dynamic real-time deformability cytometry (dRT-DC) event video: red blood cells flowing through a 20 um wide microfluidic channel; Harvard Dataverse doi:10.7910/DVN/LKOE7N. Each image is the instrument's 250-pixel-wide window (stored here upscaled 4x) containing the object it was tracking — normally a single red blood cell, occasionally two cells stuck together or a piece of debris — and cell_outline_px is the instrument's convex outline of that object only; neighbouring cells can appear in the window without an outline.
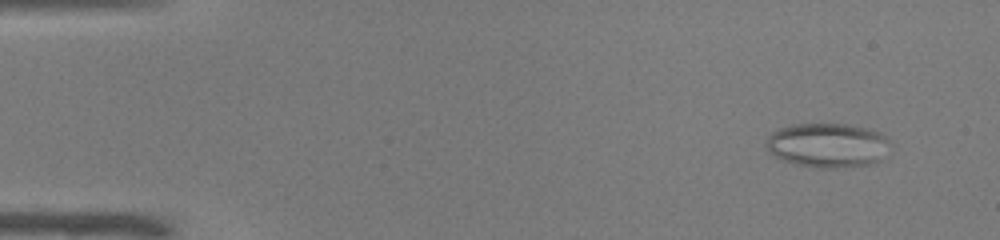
{"species": "common noctule bat (a hibernating species)", "species_latin": "Nyctalus noctula", "temperature_condition": "warm", "stored_images_in_passage": 49, "camera_frame_rate_fps": 3000, "um_per_image_px": 0.085, "animal": {"sex": "male", "body_mass_g": 19.0, "forearm_length_mm": 50.8}, "frame": {"image": 1, "passage_image": 4, "time_ms": 1.0, "image_size_px": [1000, 240], "cell_outline_px": [[892, 144], [880, 160], [868, 164], [836, 168], [820, 168], [796, 164], [780, 160], [764, 144], [768, 136], [772, 132], [780, 128], [796, 124], [848, 124], [868, 128], [880, 132]], "centroid_in_image_um": [70.36, 12.34], "position_along_channel_um": 14.6, "area_um2": 32.08}}
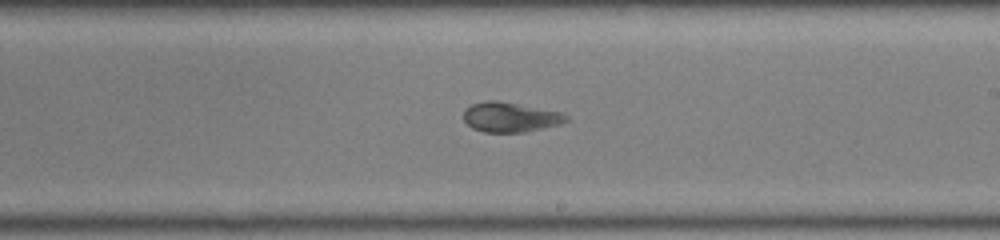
{"frame": {"image": 2, "passage_image": 30, "time_ms": 9.667, "image_size_px": [1000, 240], "cell_outline_px": [[568, 120], [560, 124], [524, 132], [484, 132], [472, 128], [464, 120], [464, 108], [472, 104], [484, 100], [496, 100], [564, 112], [568, 116]], "centroid_in_image_um": [43.37, 9.94], "position_along_channel_um": 245.6, "area_um2": 17.92}}
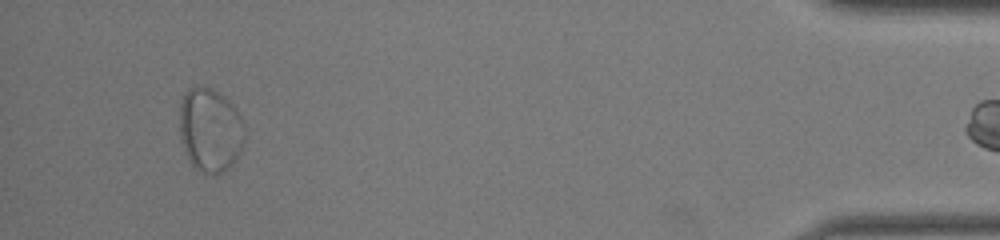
{"frame": {"image": 3, "passage_image": 48, "time_ms": 15.667, "image_size_px": [1000, 240], "cell_outline_px": [[244, 144], [240, 152], [232, 164], [224, 172], [216, 176], [200, 172], [188, 160], [180, 140], [180, 100], [184, 92], [188, 88], [196, 84], [200, 84], [212, 88], [224, 96], [236, 108], [244, 124]], "centroid_in_image_um": [17.85, 11.03], "position_along_channel_um": 417.4, "area_um2": 32.6}}